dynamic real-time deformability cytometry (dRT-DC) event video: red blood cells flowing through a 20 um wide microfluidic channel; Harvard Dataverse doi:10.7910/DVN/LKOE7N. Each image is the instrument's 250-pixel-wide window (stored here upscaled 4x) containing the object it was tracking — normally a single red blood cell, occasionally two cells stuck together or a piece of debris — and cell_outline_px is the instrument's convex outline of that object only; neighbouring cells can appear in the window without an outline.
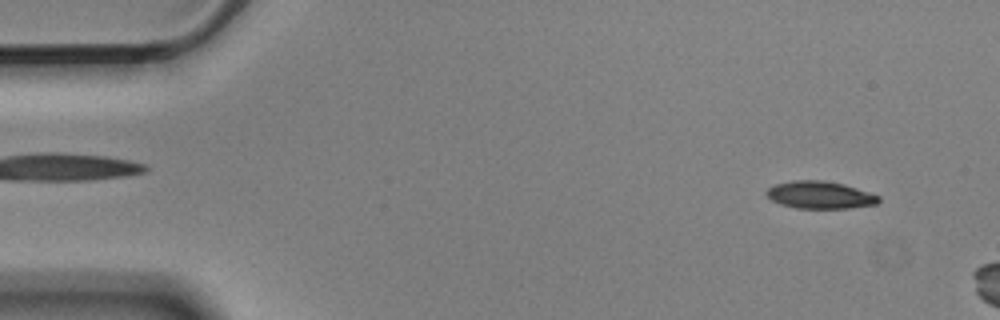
{"species": "Egyptian fruit bat (a non-hibernating species)", "species_latin": "Rousettus aegyptiacus", "temperature_condition": "cold", "stored_images_in_passage": 3, "camera_frame_rate_fps": 3000, "um_per_image_px": 0.085, "animal": {"sex": "male"}, "frame": {"image": 1, "passage_image": 1, "time_ms": 0.0, "image_size_px": [1000, 320], "cell_outline_px": [[880, 200], [876, 204], [848, 208], [796, 208], [780, 204], [772, 200], [764, 192], [768, 188], [776, 184], [792, 180], [824, 180], [844, 184], [880, 196]], "centroid_in_image_um": [69.68, 16.56], "position_along_channel_um": 15.3, "area_um2": 17.86}}